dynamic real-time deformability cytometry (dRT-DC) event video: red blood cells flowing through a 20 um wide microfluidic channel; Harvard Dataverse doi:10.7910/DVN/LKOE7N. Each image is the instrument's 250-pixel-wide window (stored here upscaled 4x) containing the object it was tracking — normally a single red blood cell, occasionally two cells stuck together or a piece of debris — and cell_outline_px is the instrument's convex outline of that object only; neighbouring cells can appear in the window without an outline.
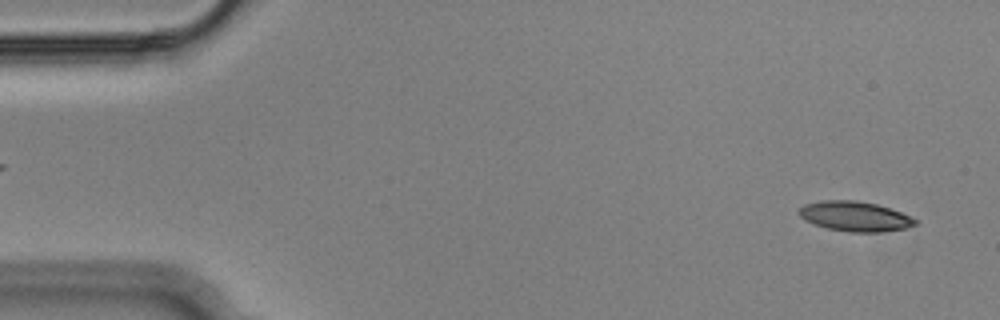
{"species": "Egyptian fruit bat (a non-hibernating species)", "species_latin": "Rousettus aegyptiacus", "temperature_condition": "cold", "stored_images_in_passage": 6, "camera_frame_rate_fps": 3000, "um_per_image_px": 0.085, "animal": {"sex": "male"}, "frame": {"image": 1, "passage_image": 2, "time_ms": 0.333, "image_size_px": [1000, 320], "cell_outline_px": [[920, 220], [916, 224], [904, 228], [880, 232], [848, 232], [828, 228], [804, 220], [796, 212], [804, 204], [820, 200], [856, 200], [876, 204], [900, 212]], "centroid_in_image_um": [72.65, 18.38], "position_along_channel_um": 12.4, "area_um2": 20.23}}